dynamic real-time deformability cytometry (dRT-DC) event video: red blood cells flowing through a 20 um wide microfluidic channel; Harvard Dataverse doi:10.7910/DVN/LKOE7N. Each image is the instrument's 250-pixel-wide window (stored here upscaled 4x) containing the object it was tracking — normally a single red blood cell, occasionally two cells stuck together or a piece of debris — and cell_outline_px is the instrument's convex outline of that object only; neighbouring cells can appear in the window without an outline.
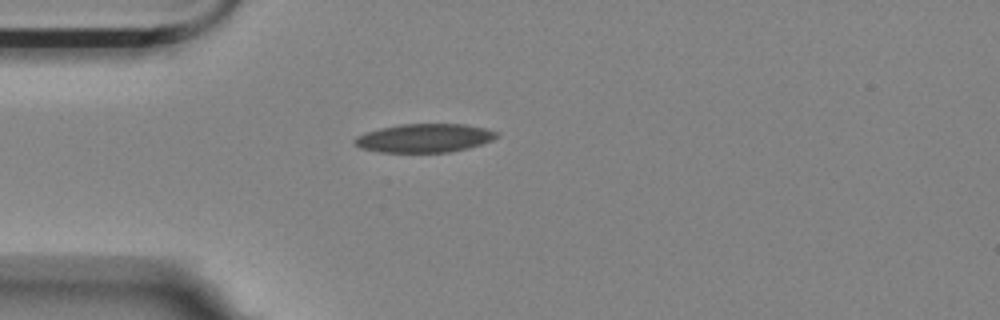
{"species": "Egyptian fruit bat (a non-hibernating species)", "species_latin": "Rousettus aegyptiacus", "temperature_condition": "room temperature", "stored_images_in_passage": 42, "camera_frame_rate_fps": 3000, "um_per_image_px": 0.085, "animal": {"sex": "female"}, "frame": {"image": 1, "passage_image": 1, "time_ms": 0.0, "image_size_px": [1000, 320], "cell_outline_px": [[500, 136], [492, 140], [468, 148], [448, 152], [380, 152], [360, 148], [352, 140], [356, 136], [364, 132], [380, 128], [400, 124], [464, 124], [484, 128], [496, 132]], "centroid_in_image_um": [36.04, 11.73], "position_along_channel_um": 49.0, "area_um2": 23.64}}
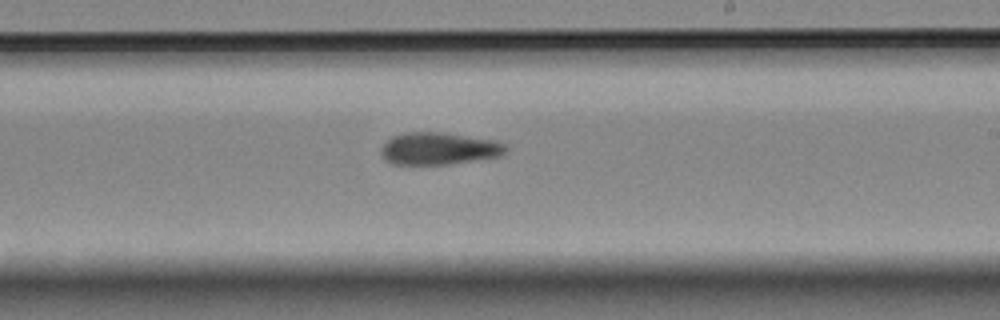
{"frame": {"image": 2, "passage_image": 19, "time_ms": 6.0, "image_size_px": [1000, 320], "cell_outline_px": [[508, 152], [500, 156], [448, 164], [392, 164], [384, 160], [380, 152], [380, 148], [392, 136], [404, 132], [440, 132], [504, 140], [508, 148]], "centroid_in_image_um": [37.37, 12.61], "position_along_channel_um": 251.6, "area_um2": 23.93}}
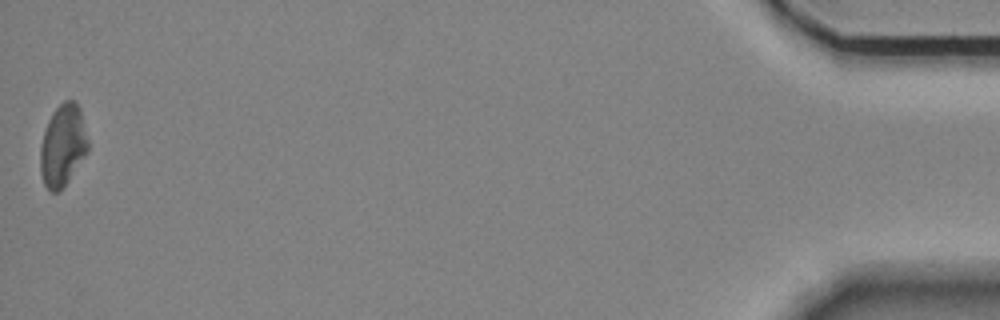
{"frame": {"image": 3, "passage_image": 42, "time_ms": 13.667, "image_size_px": [1000, 320], "cell_outline_px": [[88, 152], [68, 180], [56, 192], [52, 192], [44, 184], [40, 172], [40, 148], [44, 132], [48, 120], [52, 112], [64, 100], [76, 100], [80, 108], [88, 140]], "centroid_in_image_um": [5.34, 12.32], "position_along_channel_um": 429.9, "area_um2": 22.6}}